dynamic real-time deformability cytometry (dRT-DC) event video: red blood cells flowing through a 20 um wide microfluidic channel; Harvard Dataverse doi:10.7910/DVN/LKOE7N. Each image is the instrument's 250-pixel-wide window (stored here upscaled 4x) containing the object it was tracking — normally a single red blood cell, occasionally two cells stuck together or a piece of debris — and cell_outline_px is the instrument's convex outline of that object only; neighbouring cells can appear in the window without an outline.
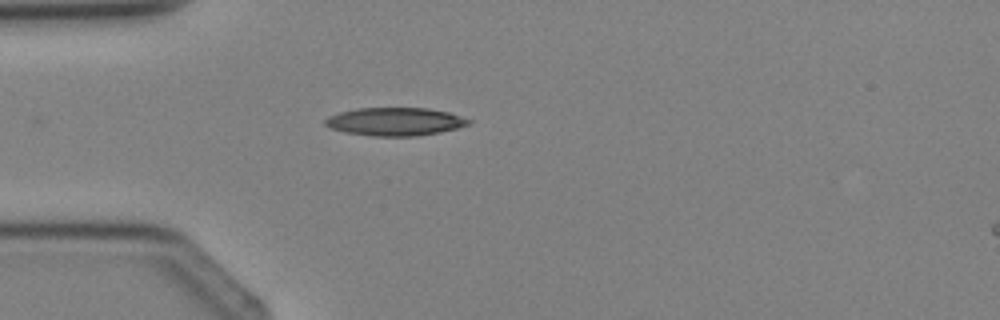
{"species": "Egyptian fruit bat (a non-hibernating species)", "species_latin": "Rousettus aegyptiacus", "temperature_condition": "cold", "stored_images_in_passage": 2, "camera_frame_rate_fps": 3000, "um_per_image_px": 0.085, "animal": {"sex": "female"}, "frame": {"image": 1, "passage_image": 2, "time_ms": 1.333, "image_size_px": [1000, 320], "cell_outline_px": [[472, 120], [468, 124], [456, 128], [440, 132], [416, 136], [372, 136], [344, 132], [332, 128], [324, 124], [324, 120], [328, 116], [340, 112], [356, 108], [428, 108], [448, 112]], "centroid_in_image_um": [33.55, 10.33], "position_along_channel_um": 51.4, "area_um2": 23.41}}